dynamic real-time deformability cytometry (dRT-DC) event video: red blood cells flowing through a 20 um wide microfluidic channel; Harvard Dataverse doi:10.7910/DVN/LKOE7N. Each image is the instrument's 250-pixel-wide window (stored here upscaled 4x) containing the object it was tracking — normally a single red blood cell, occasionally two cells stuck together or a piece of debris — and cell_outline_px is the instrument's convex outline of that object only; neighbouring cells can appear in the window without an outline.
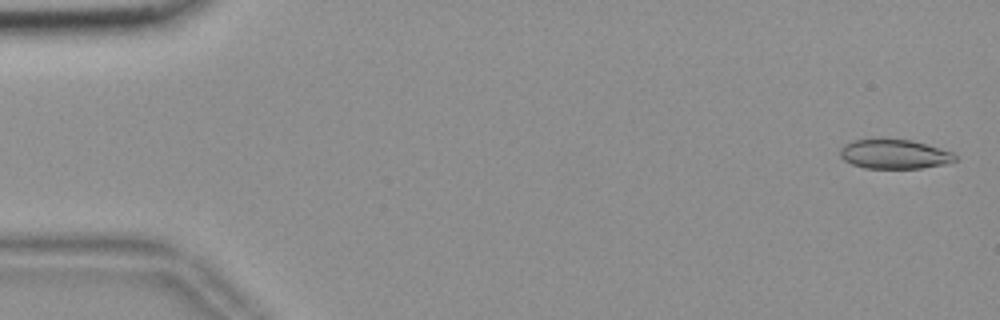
{"species": "common noctule bat (a hibernating species)", "species_latin": "Nyctalus noctula", "temperature_condition": "room temperature", "stored_images_in_passage": 56, "camera_frame_rate_fps": 3000, "um_per_image_px": 0.085, "animal": {"sex": "female", "body_mass_g": 18.4}, "frame": {"image": 1, "passage_image": 2, "time_ms": 0.333, "image_size_px": [1000, 320], "cell_outline_px": [[956, 160], [944, 164], [920, 168], [864, 168], [852, 164], [844, 160], [840, 156], [840, 148], [844, 144], [852, 140], [880, 136], [912, 140], [952, 152], [956, 156]], "centroid_in_image_um": [75.95, 13.05], "position_along_channel_um": 9.1, "area_um2": 20.23}}
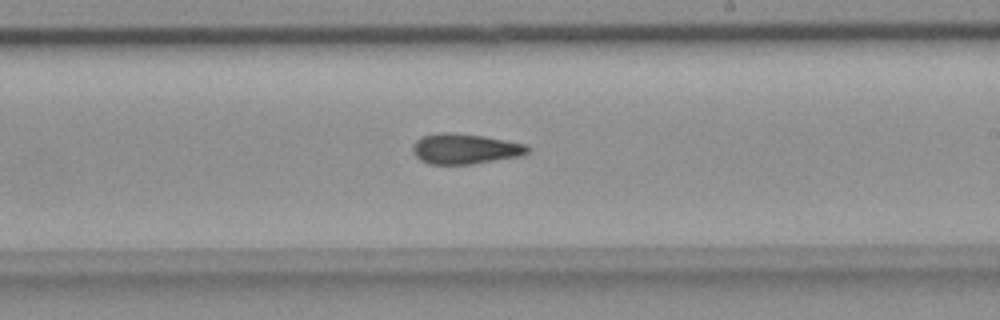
{"frame": {"image": 2, "passage_image": 33, "time_ms": 10.667, "image_size_px": [1000, 320], "cell_outline_px": [[532, 148], [528, 152], [520, 156], [472, 164], [428, 164], [420, 160], [412, 152], [412, 144], [420, 136], [440, 132], [452, 132], [484, 136], [528, 144]], "centroid_in_image_um": [39.52, 12.64], "position_along_channel_um": 249.5, "area_um2": 20.63}}
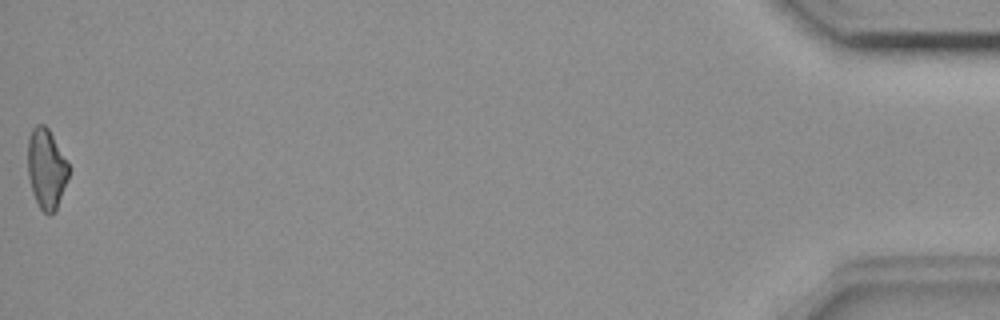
{"frame": {"image": 3, "passage_image": 56, "time_ms": 18.333, "image_size_px": [1000, 320], "cell_outline_px": [[68, 176], [56, 208], [48, 216], [40, 208], [32, 192], [28, 176], [28, 136], [32, 128], [36, 124], [44, 124], [48, 128], [68, 164]], "centroid_in_image_um": [3.9, 14.31], "position_along_channel_um": 431.3, "area_um2": 18.67}, "authors_computed_cell_mechanics": {"area_um2": 20.3456, "velocity_mm_per_s": 3.6691, "shape_relaxation_time_tau1_ms": null, "shape_relaxation_time_tau2_ms": 7.6091, "deformation_change_tau1": null, "deformation_change_tau2": 0.1524}}